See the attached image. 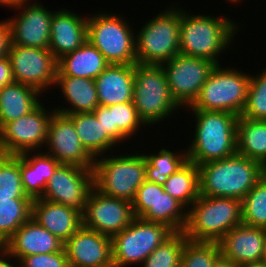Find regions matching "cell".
I'll return each mask as SVG.
<instances>
[{"label":"cell","mask_w":266,"mask_h":267,"mask_svg":"<svg viewBox=\"0 0 266 267\" xmlns=\"http://www.w3.org/2000/svg\"><path fill=\"white\" fill-rule=\"evenodd\" d=\"M265 174L266 168L260 162L236 153L199 165V193L242 201Z\"/></svg>","instance_id":"cell-1"},{"label":"cell","mask_w":266,"mask_h":267,"mask_svg":"<svg viewBox=\"0 0 266 267\" xmlns=\"http://www.w3.org/2000/svg\"><path fill=\"white\" fill-rule=\"evenodd\" d=\"M238 27L227 16L195 15L181 9L179 53L220 65L219 54L232 44Z\"/></svg>","instance_id":"cell-2"},{"label":"cell","mask_w":266,"mask_h":267,"mask_svg":"<svg viewBox=\"0 0 266 267\" xmlns=\"http://www.w3.org/2000/svg\"><path fill=\"white\" fill-rule=\"evenodd\" d=\"M195 118L188 160L197 166L237 153L238 116L229 112L192 110Z\"/></svg>","instance_id":"cell-3"},{"label":"cell","mask_w":266,"mask_h":267,"mask_svg":"<svg viewBox=\"0 0 266 267\" xmlns=\"http://www.w3.org/2000/svg\"><path fill=\"white\" fill-rule=\"evenodd\" d=\"M242 223V201L229 197L199 196L188 209L185 234L193 242H219Z\"/></svg>","instance_id":"cell-4"},{"label":"cell","mask_w":266,"mask_h":267,"mask_svg":"<svg viewBox=\"0 0 266 267\" xmlns=\"http://www.w3.org/2000/svg\"><path fill=\"white\" fill-rule=\"evenodd\" d=\"M133 103L146 126L156 125L181 108L171 94L162 65L154 64H134Z\"/></svg>","instance_id":"cell-5"},{"label":"cell","mask_w":266,"mask_h":267,"mask_svg":"<svg viewBox=\"0 0 266 267\" xmlns=\"http://www.w3.org/2000/svg\"><path fill=\"white\" fill-rule=\"evenodd\" d=\"M121 155L94 159V188L105 196L132 202L146 180V159L143 153Z\"/></svg>","instance_id":"cell-6"},{"label":"cell","mask_w":266,"mask_h":267,"mask_svg":"<svg viewBox=\"0 0 266 267\" xmlns=\"http://www.w3.org/2000/svg\"><path fill=\"white\" fill-rule=\"evenodd\" d=\"M251 74L234 68L216 67L202 86L191 110L218 111L241 116L247 102Z\"/></svg>","instance_id":"cell-7"},{"label":"cell","mask_w":266,"mask_h":267,"mask_svg":"<svg viewBox=\"0 0 266 267\" xmlns=\"http://www.w3.org/2000/svg\"><path fill=\"white\" fill-rule=\"evenodd\" d=\"M180 19L172 4L144 23L135 35L137 63L161 65L179 54Z\"/></svg>","instance_id":"cell-8"},{"label":"cell","mask_w":266,"mask_h":267,"mask_svg":"<svg viewBox=\"0 0 266 267\" xmlns=\"http://www.w3.org/2000/svg\"><path fill=\"white\" fill-rule=\"evenodd\" d=\"M128 23L117 13L97 12L87 18V40L110 64L137 63L135 33Z\"/></svg>","instance_id":"cell-9"},{"label":"cell","mask_w":266,"mask_h":267,"mask_svg":"<svg viewBox=\"0 0 266 267\" xmlns=\"http://www.w3.org/2000/svg\"><path fill=\"white\" fill-rule=\"evenodd\" d=\"M173 233L165 224L135 217L128 227L111 238L113 267L141 265Z\"/></svg>","instance_id":"cell-10"},{"label":"cell","mask_w":266,"mask_h":267,"mask_svg":"<svg viewBox=\"0 0 266 267\" xmlns=\"http://www.w3.org/2000/svg\"><path fill=\"white\" fill-rule=\"evenodd\" d=\"M48 111L40 103L30 113L5 123L0 128V150L3 155H20L43 149L48 125L55 110Z\"/></svg>","instance_id":"cell-11"},{"label":"cell","mask_w":266,"mask_h":267,"mask_svg":"<svg viewBox=\"0 0 266 267\" xmlns=\"http://www.w3.org/2000/svg\"><path fill=\"white\" fill-rule=\"evenodd\" d=\"M161 65L171 94L182 108L189 107L195 101L216 67L213 61L180 53Z\"/></svg>","instance_id":"cell-12"},{"label":"cell","mask_w":266,"mask_h":267,"mask_svg":"<svg viewBox=\"0 0 266 267\" xmlns=\"http://www.w3.org/2000/svg\"><path fill=\"white\" fill-rule=\"evenodd\" d=\"M93 189V169L60 164L47 182L42 199L73 208L83 214Z\"/></svg>","instance_id":"cell-13"},{"label":"cell","mask_w":266,"mask_h":267,"mask_svg":"<svg viewBox=\"0 0 266 267\" xmlns=\"http://www.w3.org/2000/svg\"><path fill=\"white\" fill-rule=\"evenodd\" d=\"M7 56L15 82L32 86L41 93L55 85L57 59L49 49L11 45Z\"/></svg>","instance_id":"cell-14"},{"label":"cell","mask_w":266,"mask_h":267,"mask_svg":"<svg viewBox=\"0 0 266 267\" xmlns=\"http://www.w3.org/2000/svg\"><path fill=\"white\" fill-rule=\"evenodd\" d=\"M134 218L130 201L105 196L95 188L82 214L83 227L111 238L128 227Z\"/></svg>","instance_id":"cell-15"},{"label":"cell","mask_w":266,"mask_h":267,"mask_svg":"<svg viewBox=\"0 0 266 267\" xmlns=\"http://www.w3.org/2000/svg\"><path fill=\"white\" fill-rule=\"evenodd\" d=\"M46 150L61 164H73L93 169L94 157L83 147L71 119L54 112L48 125ZM48 149V150H47Z\"/></svg>","instance_id":"cell-16"},{"label":"cell","mask_w":266,"mask_h":267,"mask_svg":"<svg viewBox=\"0 0 266 267\" xmlns=\"http://www.w3.org/2000/svg\"><path fill=\"white\" fill-rule=\"evenodd\" d=\"M21 9L18 15L8 19L11 26V45L49 49L53 10L44 8L37 1L14 8L19 11Z\"/></svg>","instance_id":"cell-17"},{"label":"cell","mask_w":266,"mask_h":267,"mask_svg":"<svg viewBox=\"0 0 266 267\" xmlns=\"http://www.w3.org/2000/svg\"><path fill=\"white\" fill-rule=\"evenodd\" d=\"M70 267H113L112 239L81 227L65 243Z\"/></svg>","instance_id":"cell-18"},{"label":"cell","mask_w":266,"mask_h":267,"mask_svg":"<svg viewBox=\"0 0 266 267\" xmlns=\"http://www.w3.org/2000/svg\"><path fill=\"white\" fill-rule=\"evenodd\" d=\"M266 229L239 224L220 241L221 255L236 265L263 262Z\"/></svg>","instance_id":"cell-19"},{"label":"cell","mask_w":266,"mask_h":267,"mask_svg":"<svg viewBox=\"0 0 266 267\" xmlns=\"http://www.w3.org/2000/svg\"><path fill=\"white\" fill-rule=\"evenodd\" d=\"M3 247L17 262L25 256L58 252L64 242L30 218L4 243Z\"/></svg>","instance_id":"cell-20"},{"label":"cell","mask_w":266,"mask_h":267,"mask_svg":"<svg viewBox=\"0 0 266 267\" xmlns=\"http://www.w3.org/2000/svg\"><path fill=\"white\" fill-rule=\"evenodd\" d=\"M77 14L67 9L53 12L49 50L57 60L87 40V17Z\"/></svg>","instance_id":"cell-21"},{"label":"cell","mask_w":266,"mask_h":267,"mask_svg":"<svg viewBox=\"0 0 266 267\" xmlns=\"http://www.w3.org/2000/svg\"><path fill=\"white\" fill-rule=\"evenodd\" d=\"M31 218L64 243L83 226L77 210L42 198L33 200Z\"/></svg>","instance_id":"cell-22"},{"label":"cell","mask_w":266,"mask_h":267,"mask_svg":"<svg viewBox=\"0 0 266 267\" xmlns=\"http://www.w3.org/2000/svg\"><path fill=\"white\" fill-rule=\"evenodd\" d=\"M94 81L100 106L133 102L134 64H110Z\"/></svg>","instance_id":"cell-23"},{"label":"cell","mask_w":266,"mask_h":267,"mask_svg":"<svg viewBox=\"0 0 266 267\" xmlns=\"http://www.w3.org/2000/svg\"><path fill=\"white\" fill-rule=\"evenodd\" d=\"M30 154V155H29ZM61 163L46 152L20 154V175L23 190L32 200L42 198L47 182Z\"/></svg>","instance_id":"cell-24"},{"label":"cell","mask_w":266,"mask_h":267,"mask_svg":"<svg viewBox=\"0 0 266 267\" xmlns=\"http://www.w3.org/2000/svg\"><path fill=\"white\" fill-rule=\"evenodd\" d=\"M101 122L106 133L118 144L132 136L140 129L146 127L139 118L133 102L114 104L107 107L98 106L92 112Z\"/></svg>","instance_id":"cell-25"},{"label":"cell","mask_w":266,"mask_h":267,"mask_svg":"<svg viewBox=\"0 0 266 267\" xmlns=\"http://www.w3.org/2000/svg\"><path fill=\"white\" fill-rule=\"evenodd\" d=\"M55 86H59L68 108H52L62 114L93 112L99 106L95 81L82 77L56 75ZM72 106V107H70ZM70 107V108H69Z\"/></svg>","instance_id":"cell-26"},{"label":"cell","mask_w":266,"mask_h":267,"mask_svg":"<svg viewBox=\"0 0 266 267\" xmlns=\"http://www.w3.org/2000/svg\"><path fill=\"white\" fill-rule=\"evenodd\" d=\"M110 63L88 40L57 60V75L95 79Z\"/></svg>","instance_id":"cell-27"},{"label":"cell","mask_w":266,"mask_h":267,"mask_svg":"<svg viewBox=\"0 0 266 267\" xmlns=\"http://www.w3.org/2000/svg\"><path fill=\"white\" fill-rule=\"evenodd\" d=\"M42 93L36 88L13 82L0 89V128L34 110Z\"/></svg>","instance_id":"cell-28"},{"label":"cell","mask_w":266,"mask_h":267,"mask_svg":"<svg viewBox=\"0 0 266 267\" xmlns=\"http://www.w3.org/2000/svg\"><path fill=\"white\" fill-rule=\"evenodd\" d=\"M74 124L83 147L94 157L113 151L118 145L104 130L100 121L92 112L67 114ZM113 147V148H112ZM112 148V149H111Z\"/></svg>","instance_id":"cell-29"},{"label":"cell","mask_w":266,"mask_h":267,"mask_svg":"<svg viewBox=\"0 0 266 267\" xmlns=\"http://www.w3.org/2000/svg\"><path fill=\"white\" fill-rule=\"evenodd\" d=\"M237 153L266 168V120L247 119L238 116Z\"/></svg>","instance_id":"cell-30"},{"label":"cell","mask_w":266,"mask_h":267,"mask_svg":"<svg viewBox=\"0 0 266 267\" xmlns=\"http://www.w3.org/2000/svg\"><path fill=\"white\" fill-rule=\"evenodd\" d=\"M163 186L166 193L189 209L200 196L199 166L188 160Z\"/></svg>","instance_id":"cell-31"},{"label":"cell","mask_w":266,"mask_h":267,"mask_svg":"<svg viewBox=\"0 0 266 267\" xmlns=\"http://www.w3.org/2000/svg\"><path fill=\"white\" fill-rule=\"evenodd\" d=\"M165 148L160 149L156 154H144L146 159V180L159 185H164L168 177L180 169L187 161V151L177 152Z\"/></svg>","instance_id":"cell-32"},{"label":"cell","mask_w":266,"mask_h":267,"mask_svg":"<svg viewBox=\"0 0 266 267\" xmlns=\"http://www.w3.org/2000/svg\"><path fill=\"white\" fill-rule=\"evenodd\" d=\"M32 202V199L0 200V246L31 218Z\"/></svg>","instance_id":"cell-33"},{"label":"cell","mask_w":266,"mask_h":267,"mask_svg":"<svg viewBox=\"0 0 266 267\" xmlns=\"http://www.w3.org/2000/svg\"><path fill=\"white\" fill-rule=\"evenodd\" d=\"M187 241L184 231L174 232L141 263V266L180 267L182 252Z\"/></svg>","instance_id":"cell-34"},{"label":"cell","mask_w":266,"mask_h":267,"mask_svg":"<svg viewBox=\"0 0 266 267\" xmlns=\"http://www.w3.org/2000/svg\"><path fill=\"white\" fill-rule=\"evenodd\" d=\"M31 199L22 186L20 175V155L0 157V200Z\"/></svg>","instance_id":"cell-35"},{"label":"cell","mask_w":266,"mask_h":267,"mask_svg":"<svg viewBox=\"0 0 266 267\" xmlns=\"http://www.w3.org/2000/svg\"><path fill=\"white\" fill-rule=\"evenodd\" d=\"M187 220L188 209L166 193L164 186L159 185L158 200L156 201V222L167 225L174 232H182L185 230Z\"/></svg>","instance_id":"cell-36"},{"label":"cell","mask_w":266,"mask_h":267,"mask_svg":"<svg viewBox=\"0 0 266 267\" xmlns=\"http://www.w3.org/2000/svg\"><path fill=\"white\" fill-rule=\"evenodd\" d=\"M242 223L266 229V174L242 200Z\"/></svg>","instance_id":"cell-37"},{"label":"cell","mask_w":266,"mask_h":267,"mask_svg":"<svg viewBox=\"0 0 266 267\" xmlns=\"http://www.w3.org/2000/svg\"><path fill=\"white\" fill-rule=\"evenodd\" d=\"M221 256L219 242L187 241L181 256L180 267H213Z\"/></svg>","instance_id":"cell-38"},{"label":"cell","mask_w":266,"mask_h":267,"mask_svg":"<svg viewBox=\"0 0 266 267\" xmlns=\"http://www.w3.org/2000/svg\"><path fill=\"white\" fill-rule=\"evenodd\" d=\"M241 116L247 119L266 120V67L262 73L251 76L247 102Z\"/></svg>","instance_id":"cell-39"},{"label":"cell","mask_w":266,"mask_h":267,"mask_svg":"<svg viewBox=\"0 0 266 267\" xmlns=\"http://www.w3.org/2000/svg\"><path fill=\"white\" fill-rule=\"evenodd\" d=\"M159 184L145 180L137 189L132 208L134 216L145 221L156 222V201Z\"/></svg>","instance_id":"cell-40"},{"label":"cell","mask_w":266,"mask_h":267,"mask_svg":"<svg viewBox=\"0 0 266 267\" xmlns=\"http://www.w3.org/2000/svg\"><path fill=\"white\" fill-rule=\"evenodd\" d=\"M18 262L23 267H70L65 249L53 253L28 255Z\"/></svg>","instance_id":"cell-41"},{"label":"cell","mask_w":266,"mask_h":267,"mask_svg":"<svg viewBox=\"0 0 266 267\" xmlns=\"http://www.w3.org/2000/svg\"><path fill=\"white\" fill-rule=\"evenodd\" d=\"M12 44L11 26L9 21L0 22V59L7 56Z\"/></svg>","instance_id":"cell-42"},{"label":"cell","mask_w":266,"mask_h":267,"mask_svg":"<svg viewBox=\"0 0 266 267\" xmlns=\"http://www.w3.org/2000/svg\"><path fill=\"white\" fill-rule=\"evenodd\" d=\"M14 82L8 56L0 59V89Z\"/></svg>","instance_id":"cell-43"},{"label":"cell","mask_w":266,"mask_h":267,"mask_svg":"<svg viewBox=\"0 0 266 267\" xmlns=\"http://www.w3.org/2000/svg\"><path fill=\"white\" fill-rule=\"evenodd\" d=\"M10 258L15 259L3 246H0V267H14L16 264H11Z\"/></svg>","instance_id":"cell-44"},{"label":"cell","mask_w":266,"mask_h":267,"mask_svg":"<svg viewBox=\"0 0 266 267\" xmlns=\"http://www.w3.org/2000/svg\"><path fill=\"white\" fill-rule=\"evenodd\" d=\"M213 267H240L233 261L224 258L222 255L215 261Z\"/></svg>","instance_id":"cell-45"},{"label":"cell","mask_w":266,"mask_h":267,"mask_svg":"<svg viewBox=\"0 0 266 267\" xmlns=\"http://www.w3.org/2000/svg\"><path fill=\"white\" fill-rule=\"evenodd\" d=\"M32 0H5V7H10L12 9L21 6V5H26L28 2L30 3Z\"/></svg>","instance_id":"cell-46"},{"label":"cell","mask_w":266,"mask_h":267,"mask_svg":"<svg viewBox=\"0 0 266 267\" xmlns=\"http://www.w3.org/2000/svg\"><path fill=\"white\" fill-rule=\"evenodd\" d=\"M240 267H266V263L259 262V263H252V264H244V265H241Z\"/></svg>","instance_id":"cell-47"},{"label":"cell","mask_w":266,"mask_h":267,"mask_svg":"<svg viewBox=\"0 0 266 267\" xmlns=\"http://www.w3.org/2000/svg\"><path fill=\"white\" fill-rule=\"evenodd\" d=\"M263 262L266 263V233H265V239H264V254H263Z\"/></svg>","instance_id":"cell-48"},{"label":"cell","mask_w":266,"mask_h":267,"mask_svg":"<svg viewBox=\"0 0 266 267\" xmlns=\"http://www.w3.org/2000/svg\"><path fill=\"white\" fill-rule=\"evenodd\" d=\"M228 1L231 2L232 4H233V3H236V4L238 3V4H239V2H240L241 0H228Z\"/></svg>","instance_id":"cell-49"},{"label":"cell","mask_w":266,"mask_h":267,"mask_svg":"<svg viewBox=\"0 0 266 267\" xmlns=\"http://www.w3.org/2000/svg\"><path fill=\"white\" fill-rule=\"evenodd\" d=\"M0 5H5V0H0Z\"/></svg>","instance_id":"cell-50"},{"label":"cell","mask_w":266,"mask_h":267,"mask_svg":"<svg viewBox=\"0 0 266 267\" xmlns=\"http://www.w3.org/2000/svg\"><path fill=\"white\" fill-rule=\"evenodd\" d=\"M14 267H23L20 263L15 265Z\"/></svg>","instance_id":"cell-51"}]
</instances>
